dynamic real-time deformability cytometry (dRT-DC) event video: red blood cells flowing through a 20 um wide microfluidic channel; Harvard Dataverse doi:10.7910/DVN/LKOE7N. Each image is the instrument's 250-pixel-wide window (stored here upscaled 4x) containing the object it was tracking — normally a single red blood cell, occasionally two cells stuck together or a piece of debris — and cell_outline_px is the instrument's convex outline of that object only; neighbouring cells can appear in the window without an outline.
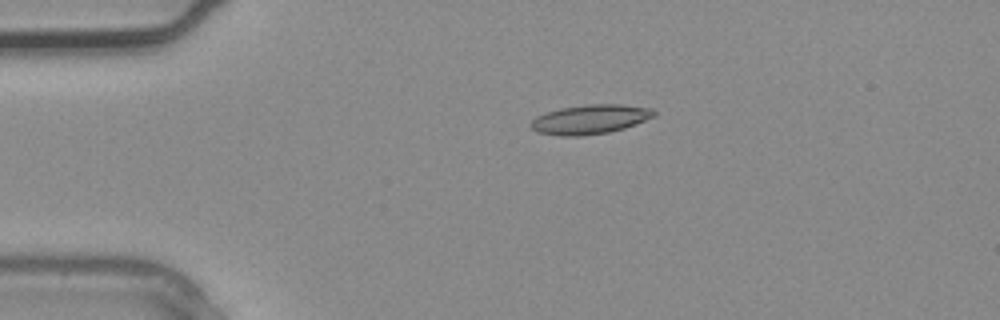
{"species": "common noctule bat (a hibernating species)", "species_latin": "Nyctalus noctula", "temperature_condition": "warm", "stored_images_in_passage": 2, "camera_frame_rate_fps": 3000, "um_per_image_px": 0.085, "animal": {"sex": "male", "body_mass_g": 20.4}, "frame": {"image": 1, "passage_image": 1, "time_ms": 0.0, "image_size_px": [1000, 320], "cell_outline_px": [[656, 116], [636, 124], [624, 128], [608, 132], [580, 136], [560, 136], [536, 132], [532, 128], [532, 120], [536, 116], [560, 108], [588, 104], [620, 104], [652, 108], [656, 112]], "centroid_in_image_um": [50.19, 10.14], "position_along_channel_um": 34.8, "area_um2": 21.04}}